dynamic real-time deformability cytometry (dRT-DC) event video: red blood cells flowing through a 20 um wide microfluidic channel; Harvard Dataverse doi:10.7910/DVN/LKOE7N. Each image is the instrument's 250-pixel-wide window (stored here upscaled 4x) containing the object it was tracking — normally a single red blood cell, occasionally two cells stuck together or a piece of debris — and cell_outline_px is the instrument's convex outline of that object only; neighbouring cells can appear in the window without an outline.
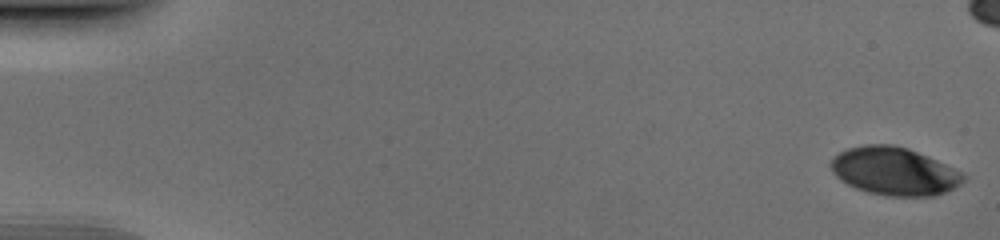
{"species": "human", "species_latin": "Homo sapiens", "temperature_condition": "cold", "stored_images_in_passage": 46, "camera_frame_rate_fps": 3000, "um_per_image_px": 0.085, "donor": {"sex": "male"}, "frame": {"image": 1, "passage_image": 1, "time_ms": 0.0, "image_size_px": [1000, 240], "cell_outline_px": [[964, 180], [960, 184], [936, 196], [884, 196], [868, 192], [856, 188], [840, 180], [832, 172], [828, 164], [832, 156], [848, 148], [864, 144], [892, 144], [908, 148], [928, 156], [960, 172], [964, 176]], "centroid_in_image_um": [75.94, 14.55], "position_along_channel_um": 9.1, "area_um2": 37.05}}
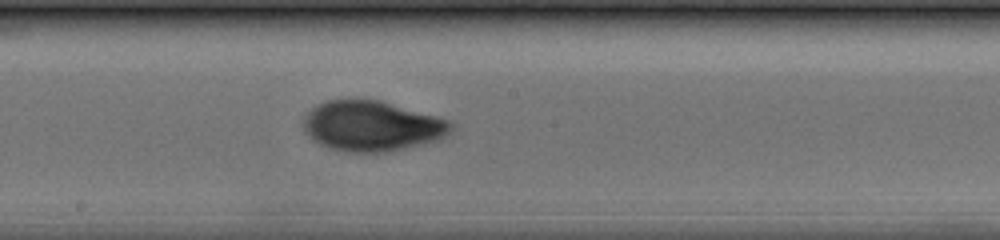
{"frame": {"image": 2, "passage_image": 29, "time_ms": 9.333, "image_size_px": [1000, 240], "cell_outline_px": [[456, 124], [440, 140], [404, 148], [384, 152], [344, 152], [328, 148], [312, 140], [304, 132], [304, 116], [316, 104], [328, 100], [380, 100], [452, 120]], "centroid_in_image_um": [31.62, 10.71], "position_along_channel_um": 216.6, "area_um2": 43.47}}
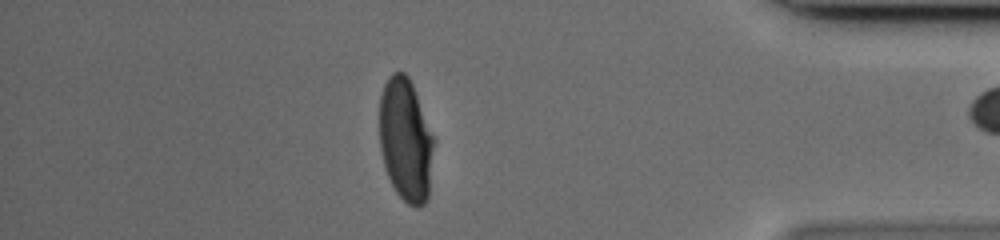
{"frame": {"image": 3, "passage_image": 45, "time_ms": 14.667, "image_size_px": [1000, 240], "cell_outline_px": [[432, 148], [428, 200], [424, 204], [416, 208], [408, 204], [396, 192], [388, 176], [384, 164], [380, 148], [380, 96], [384, 84], [388, 76], [392, 72], [404, 72], [408, 76], [412, 84], [432, 136]], "centroid_in_image_um": [34.44, 11.9], "position_along_channel_um": 400.8, "area_um2": 38.26}}